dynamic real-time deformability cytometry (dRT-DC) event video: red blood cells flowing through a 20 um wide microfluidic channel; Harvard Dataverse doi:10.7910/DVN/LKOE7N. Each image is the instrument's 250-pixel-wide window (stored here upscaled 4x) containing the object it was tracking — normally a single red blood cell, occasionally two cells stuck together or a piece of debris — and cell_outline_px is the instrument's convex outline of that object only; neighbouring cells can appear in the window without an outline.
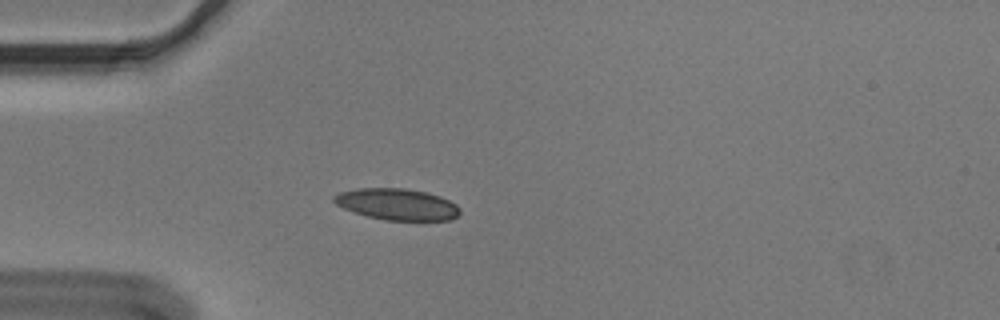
{"species": "Egyptian fruit bat (a non-hibernating species)", "species_latin": "Rousettus aegyptiacus", "temperature_condition": "cold", "stored_images_in_passage": 53, "camera_frame_rate_fps": 3000, "um_per_image_px": 0.085, "animal": {"sex": "male"}, "frame": {"image": 1, "passage_image": 13, "time_ms": 4.0, "image_size_px": [1000, 320], "cell_outline_px": [[460, 212], [452, 220], [384, 220], [368, 216], [344, 208], [336, 204], [332, 200], [332, 196], [340, 192], [356, 188], [404, 188], [424, 192], [440, 196], [456, 204], [460, 208]], "centroid_in_image_um": [33.74, 17.36], "position_along_channel_um": 51.3, "area_um2": 22.95}}
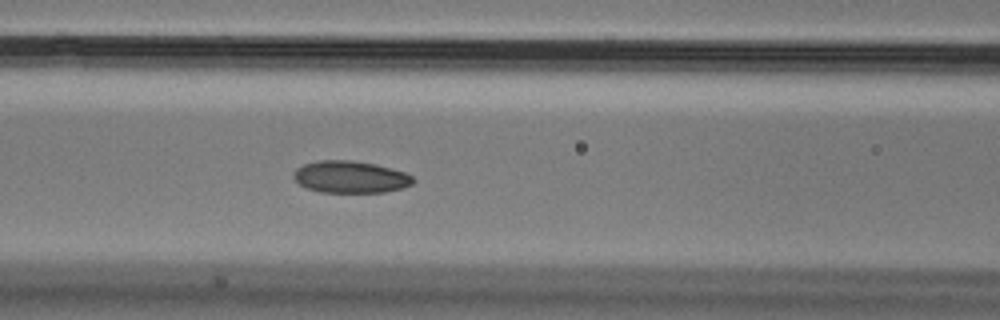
{"frame": {"image": 2, "passage_image": 21, "time_ms": 6.667, "image_size_px": [1000, 320], "cell_outline_px": [[416, 180], [412, 184], [404, 188], [384, 192], [320, 192], [308, 188], [300, 184], [292, 176], [296, 168], [304, 164], [316, 160], [352, 160], [376, 164], [404, 172], [412, 176]], "centroid_in_image_um": [29.79, 15.03], "position_along_channel_um": 136.8, "area_um2": 22.37}}
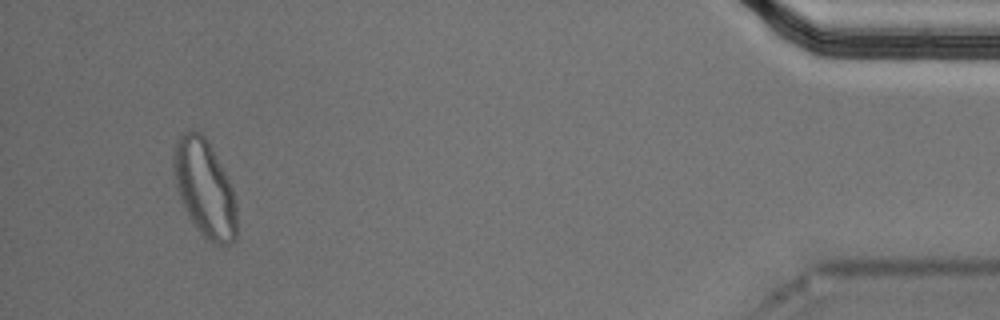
{"frame": {"image": 3, "passage_image": 50, "time_ms": 16.333, "image_size_px": [1000, 320], "cell_outline_px": [[236, 240], [228, 244], [212, 244], [204, 240], [188, 216], [180, 200], [176, 188], [172, 164], [172, 156], [176, 144], [180, 136], [184, 132], [192, 128], [200, 132], [208, 140], [232, 188], [236, 204]], "centroid_in_image_um": [17.37, 16.04], "position_along_channel_um": 417.8, "area_um2": 36.01}, "authors_computed_cell_mechanics": {"area_um2": 22.542, "velocity_mm_per_s": 3.6014, "shape_relaxation_time_tau1_ms": null, "shape_relaxation_time_tau2_ms": 2.5682, "deformation_change_tau1": null, "deformation_change_tau2": 0.0683}}